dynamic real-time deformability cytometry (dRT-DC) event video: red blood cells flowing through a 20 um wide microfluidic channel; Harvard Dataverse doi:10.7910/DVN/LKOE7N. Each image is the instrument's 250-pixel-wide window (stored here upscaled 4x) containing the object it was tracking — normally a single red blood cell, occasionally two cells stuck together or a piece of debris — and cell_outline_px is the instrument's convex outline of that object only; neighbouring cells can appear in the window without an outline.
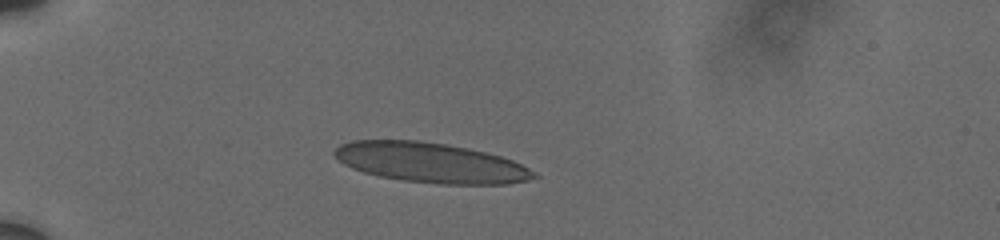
{"species": "human", "species_latin": "Homo sapiens", "temperature_condition": "cold", "stored_images_in_passage": 4, "camera_frame_rate_fps": 3000, "um_per_image_px": 0.085, "donor": {"sex": "male"}, "frame": {"image": 1, "passage_image": 1, "time_ms": 0.0, "image_size_px": [1000, 240], "cell_outline_px": [[540, 176], [528, 180], [508, 184], [440, 184], [404, 180], [380, 176], [364, 172], [352, 168], [344, 164], [332, 152], [340, 144], [352, 140], [416, 140], [444, 144], [468, 148], [500, 156], [512, 160], [536, 172]], "centroid_in_image_um": [36.61, 13.83], "position_along_channel_um": 48.4, "area_um2": 46.18}}
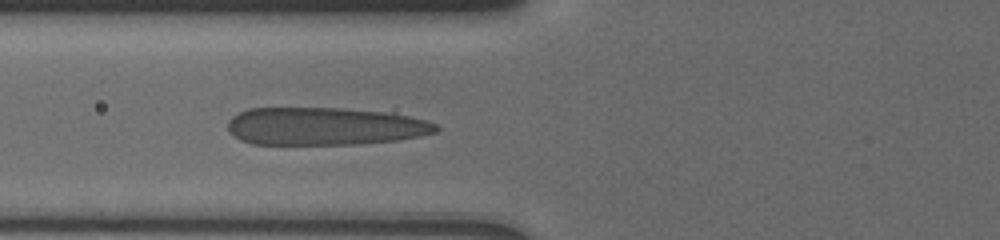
{"frame": {"image": 2, "passage_image": 4, "time_ms": 2.333, "image_size_px": [1000, 240], "cell_outline_px": [[440, 128], [436, 132], [420, 136], [396, 140], [356, 144], [252, 144], [240, 140], [232, 136], [228, 132], [228, 120], [232, 116], [248, 108], [340, 108], [384, 112], [408, 116], [424, 120], [436, 124]], "centroid_in_image_um": [27.54, 10.74], "position_along_channel_um": 98.3, "area_um2": 45.84}}